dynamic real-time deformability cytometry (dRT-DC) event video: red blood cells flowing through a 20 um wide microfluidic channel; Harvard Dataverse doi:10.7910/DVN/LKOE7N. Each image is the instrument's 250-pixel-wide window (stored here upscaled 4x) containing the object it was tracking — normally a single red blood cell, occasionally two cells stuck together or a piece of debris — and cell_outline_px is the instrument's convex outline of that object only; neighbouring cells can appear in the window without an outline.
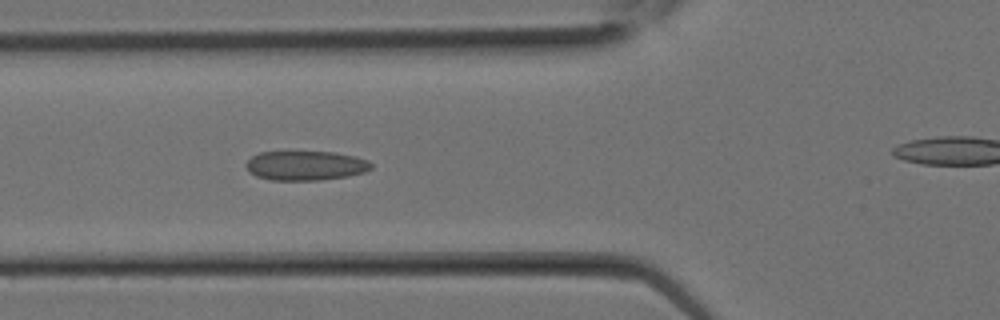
{"species": "Egyptian fruit bat (a non-hibernating species)", "species_latin": "Rousettus aegyptiacus", "temperature_condition": "room temperature", "stored_images_in_passage": 6, "segment_of_instrument_passage": [1, 2], "camera_frame_rate_fps": 3000, "um_per_image_px": 0.085, "animal": {"sex": "female"}, "frame": {"image": 1, "passage_image": 5, "time_ms": 1.333, "image_size_px": [1000, 320], "cell_outline_px": [[372, 168], [364, 172], [348, 176], [320, 180], [272, 180], [256, 176], [244, 164], [252, 156], [260, 152], [336, 152], [356, 156], [368, 160], [372, 164]], "centroid_in_image_um": [26.01, 14.07], "position_along_channel_um": 99.8, "area_um2": 21.44}}